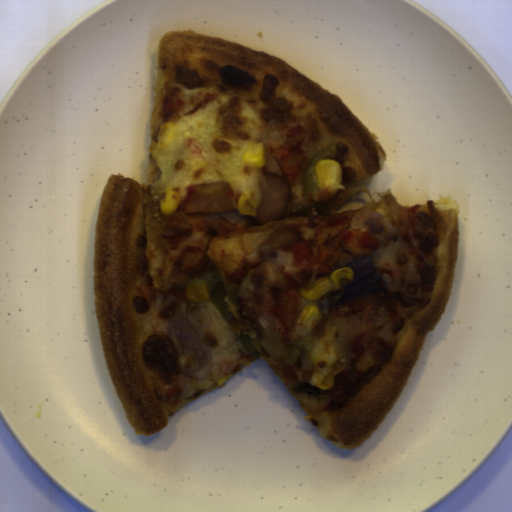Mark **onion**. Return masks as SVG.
I'll use <instances>...</instances> for the list:
<instances>
[{
	"label": "onion",
	"instance_id": "2",
	"mask_svg": "<svg viewBox=\"0 0 512 512\" xmlns=\"http://www.w3.org/2000/svg\"><path fill=\"white\" fill-rule=\"evenodd\" d=\"M175 84L182 85L190 90L197 88L201 81L197 73L176 65Z\"/></svg>",
	"mask_w": 512,
	"mask_h": 512
},
{
	"label": "onion",
	"instance_id": "3",
	"mask_svg": "<svg viewBox=\"0 0 512 512\" xmlns=\"http://www.w3.org/2000/svg\"><path fill=\"white\" fill-rule=\"evenodd\" d=\"M295 391L298 393L299 392H307L309 394L315 395L316 397L319 396V394H320L319 388L313 387L312 385L306 384V383L301 384L300 386L295 388Z\"/></svg>",
	"mask_w": 512,
	"mask_h": 512
},
{
	"label": "onion",
	"instance_id": "1",
	"mask_svg": "<svg viewBox=\"0 0 512 512\" xmlns=\"http://www.w3.org/2000/svg\"><path fill=\"white\" fill-rule=\"evenodd\" d=\"M343 268L352 269V280L344 286V292L335 305L349 303L380 289L381 283L378 267L371 255L368 257H357L350 265L343 266Z\"/></svg>",
	"mask_w": 512,
	"mask_h": 512
}]
</instances>
